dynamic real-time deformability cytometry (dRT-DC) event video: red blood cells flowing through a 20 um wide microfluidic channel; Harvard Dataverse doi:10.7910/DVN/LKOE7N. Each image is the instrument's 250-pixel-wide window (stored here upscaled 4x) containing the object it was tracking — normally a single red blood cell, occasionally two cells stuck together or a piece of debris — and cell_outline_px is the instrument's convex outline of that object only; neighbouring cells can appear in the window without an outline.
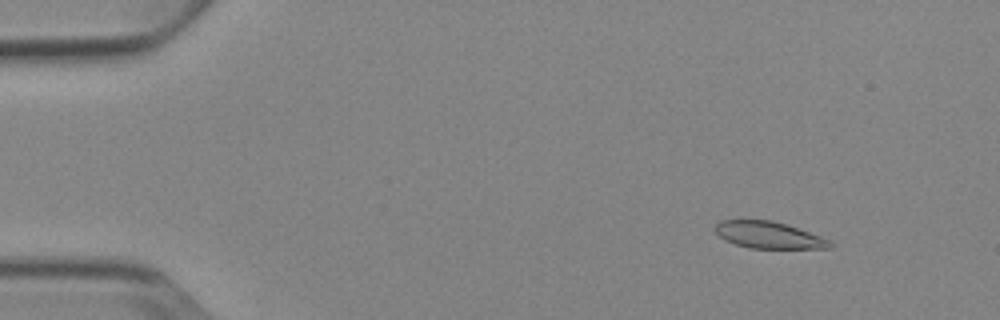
{"species": "Egyptian fruit bat (a non-hibernating species)", "species_latin": "Rousettus aegyptiacus", "temperature_condition": "cold", "stored_images_in_passage": 54, "camera_frame_rate_fps": 3000, "um_per_image_px": 0.085, "animal": {"sex": "female"}, "frame": {"image": 1, "passage_image": 7, "time_ms": 2.0, "image_size_px": [1000, 320], "cell_outline_px": [[832, 248], [748, 248], [724, 240], [712, 228], [720, 220], [772, 220], [788, 224], [832, 240]], "centroid_in_image_um": [65.35, 19.97], "position_along_channel_um": 19.7, "area_um2": 18.09}}
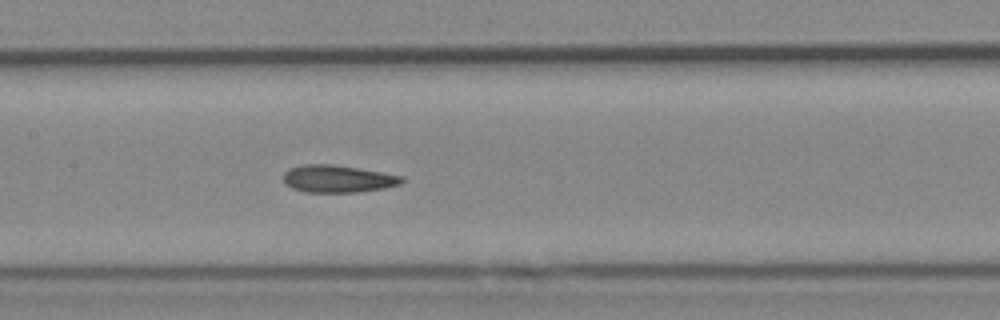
{"frame": {"image": 2, "passage_image": 27, "time_ms": 8.667, "image_size_px": [1000, 320], "cell_outline_px": [[404, 180], [400, 184], [384, 188], [360, 192], [304, 192], [292, 188], [284, 184], [284, 172], [288, 168], [300, 164], [332, 164], [404, 176]], "centroid_in_image_um": [28.67, 15.2], "position_along_channel_um": 178.7, "area_um2": 18.96}}
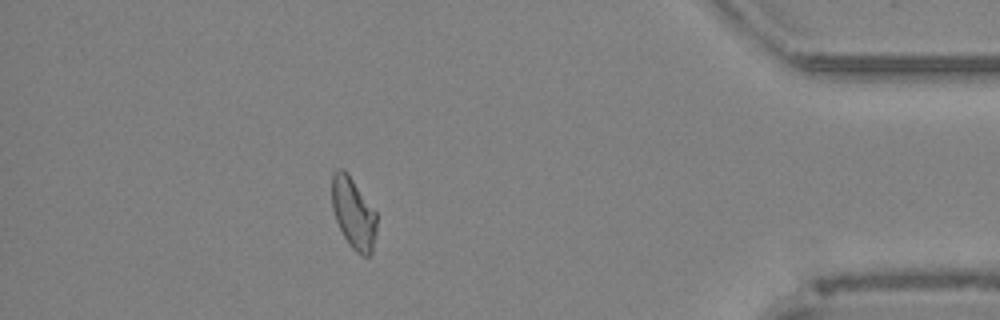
{"frame": {"image": 3, "passage_image": 48, "time_ms": 15.667, "image_size_px": [1000, 320], "cell_outline_px": [[376, 232], [372, 252], [368, 256], [364, 256], [356, 252], [348, 244], [336, 220], [332, 208], [332, 176], [336, 168], [344, 168], [348, 172], [376, 212]], "centroid_in_image_um": [30.04, 18.1], "position_along_channel_um": 405.2, "area_um2": 18.61}, "authors_computed_cell_mechanics": {"area_um2": 18.785, "velocity_mm_per_s": 3.8431, "shape_relaxation_time_tau1_ms": null, "shape_relaxation_time_tau2_ms": 2.3706, "deformation_change_tau1": null, "deformation_change_tau2": 0.0848}}